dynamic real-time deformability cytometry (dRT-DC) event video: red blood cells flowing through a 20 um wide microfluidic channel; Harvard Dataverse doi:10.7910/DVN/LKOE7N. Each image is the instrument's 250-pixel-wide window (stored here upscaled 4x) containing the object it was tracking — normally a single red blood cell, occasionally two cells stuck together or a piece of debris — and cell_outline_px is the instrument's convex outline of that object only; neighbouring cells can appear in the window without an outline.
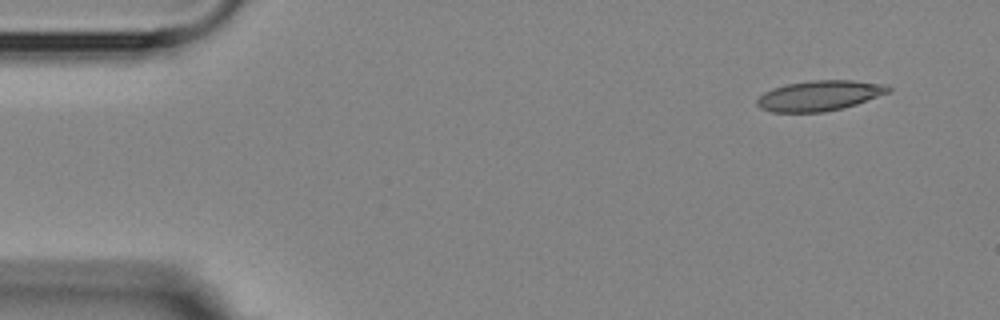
{"species": "Egyptian fruit bat (a non-hibernating species)", "species_latin": "Rousettus aegyptiacus", "temperature_condition": "room temperature", "stored_images_in_passage": 3, "camera_frame_rate_fps": 3000, "um_per_image_px": 0.085, "animal": {"sex": "female"}, "frame": {"image": 1, "passage_image": 1, "time_ms": 0.0, "image_size_px": [1000, 320], "cell_outline_px": [[892, 92], [844, 108], [824, 112], [772, 112], [760, 108], [756, 104], [756, 100], [764, 92], [772, 88], [788, 84], [812, 80], [852, 80], [888, 84], [892, 88]], "centroid_in_image_um": [69.7, 8.13], "position_along_channel_um": 15.3, "area_um2": 23.41}}